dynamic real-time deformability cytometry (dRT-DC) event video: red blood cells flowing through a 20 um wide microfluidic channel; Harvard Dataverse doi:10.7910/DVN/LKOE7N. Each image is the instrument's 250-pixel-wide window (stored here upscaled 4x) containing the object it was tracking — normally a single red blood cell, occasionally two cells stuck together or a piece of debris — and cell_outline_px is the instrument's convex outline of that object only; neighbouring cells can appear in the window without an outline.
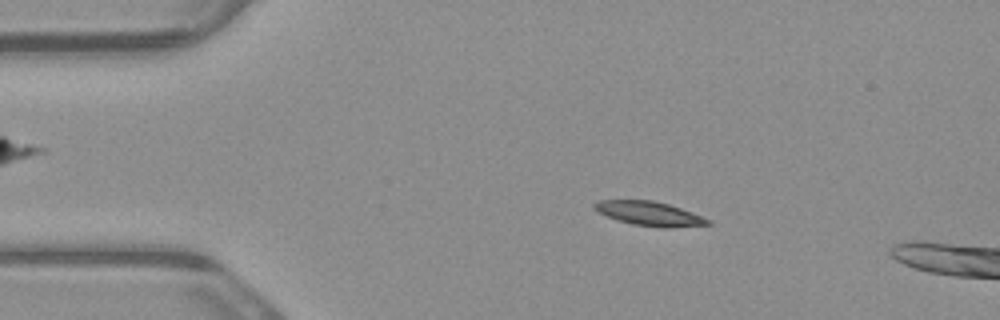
{"species": "common noctule bat (a hibernating species)", "species_latin": "Nyctalus noctula", "temperature_condition": "warm", "stored_images_in_passage": 3, "camera_frame_rate_fps": 3000, "um_per_image_px": 0.085, "animal": {"sex": "male", "body_mass_g": 23.1, "forearm_length_mm": 52.7}, "frame": {"image": 1, "passage_image": 1, "time_ms": 0.0, "image_size_px": [1000, 320], "cell_outline_px": [[712, 224], [672, 228], [664, 228], [632, 224], [596, 212], [592, 208], [592, 204], [600, 200], [652, 200], [668, 204], [692, 212], [712, 220]], "centroid_in_image_um": [55.21, 18.16], "position_along_channel_um": 29.8, "area_um2": 16.07}}